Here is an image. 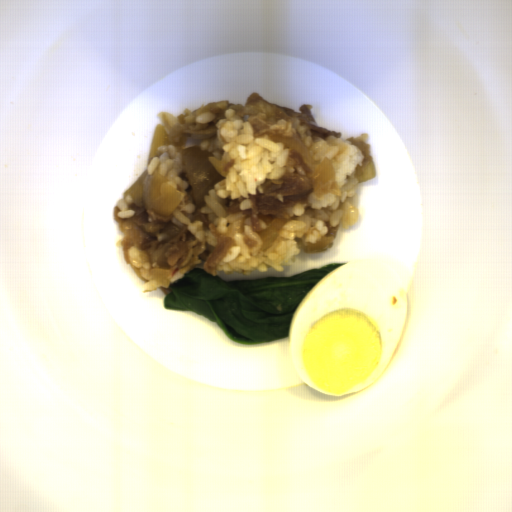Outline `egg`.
<instances>
[{"instance_id": "obj_1", "label": "egg", "mask_w": 512, "mask_h": 512, "mask_svg": "<svg viewBox=\"0 0 512 512\" xmlns=\"http://www.w3.org/2000/svg\"><path fill=\"white\" fill-rule=\"evenodd\" d=\"M299 301L288 324L293 367L322 395L359 393L380 378L405 329L408 290L387 260L343 262Z\"/></svg>"}]
</instances>
